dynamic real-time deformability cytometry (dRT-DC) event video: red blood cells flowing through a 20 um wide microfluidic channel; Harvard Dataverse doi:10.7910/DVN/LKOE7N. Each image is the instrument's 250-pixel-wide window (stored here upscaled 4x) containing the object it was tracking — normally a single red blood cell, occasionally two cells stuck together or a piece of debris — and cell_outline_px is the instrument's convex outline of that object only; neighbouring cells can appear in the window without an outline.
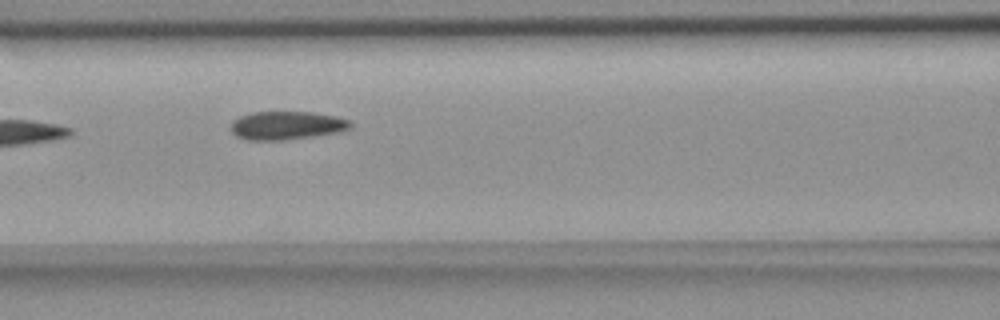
{"species": "common noctule bat (a hibernating species)", "species_latin": "Nyctalus noctula", "temperature_condition": "room temperature", "stored_images_in_passage": 9, "camera_frame_rate_fps": 3000, "um_per_image_px": 0.085, "animal": {"sex": "female", "body_mass_g": 18.4}, "frame": {"image": 1, "passage_image": 7, "time_ms": 7.0, "image_size_px": [1000, 320], "cell_outline_px": [[352, 128], [336, 132], [284, 140], [248, 140], [236, 136], [232, 132], [232, 124], [240, 116], [252, 112], [312, 112], [336, 116], [352, 120]], "centroid_in_image_um": [24.4, 10.65], "position_along_channel_um": 142.2, "area_um2": 19.59}}
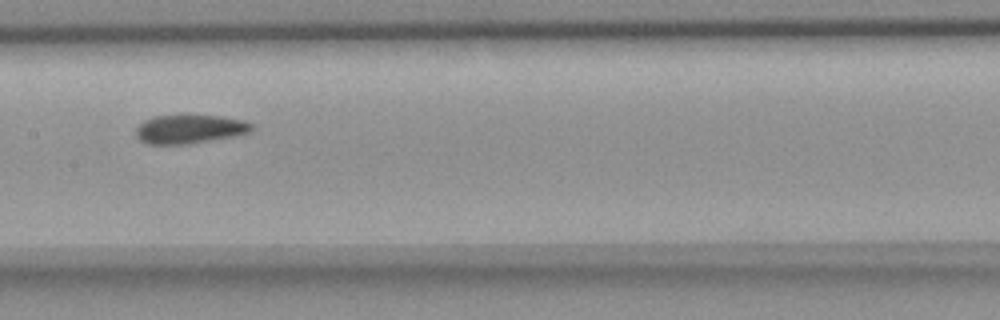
{"frame": {"image": 2, "passage_image": 8, "time_ms": 8.333, "image_size_px": [1000, 320], "cell_outline_px": [[252, 128], [248, 132], [236, 136], [188, 144], [148, 144], [140, 140], [136, 136], [136, 128], [144, 120], [152, 116], [188, 112], [220, 116], [244, 120], [252, 124]], "centroid_in_image_um": [16.09, 10.92], "position_along_channel_um": 191.3, "area_um2": 20.23}}
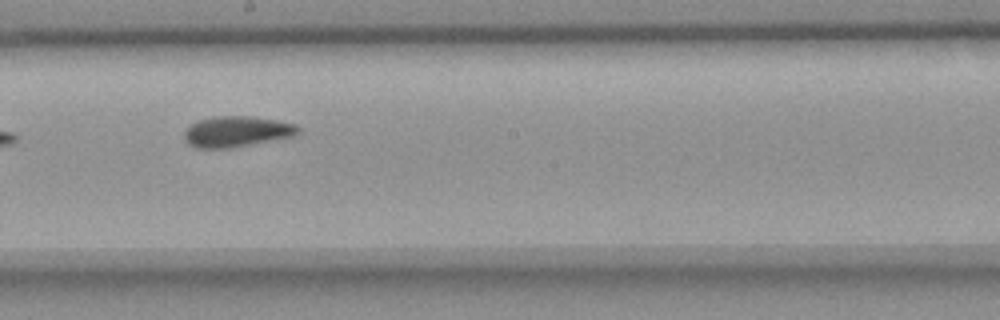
{"frame": {"image": 3, "passage_image": 9, "time_ms": 9.333, "image_size_px": [1000, 320], "cell_outline_px": [[300, 132], [296, 136], [232, 148], [196, 148], [188, 144], [184, 140], [184, 132], [192, 124], [200, 120], [216, 116], [248, 116], [276, 120], [296, 124], [300, 128]], "centroid_in_image_um": [20.15, 11.2], "position_along_channel_um": 228.0, "area_um2": 20.52}}